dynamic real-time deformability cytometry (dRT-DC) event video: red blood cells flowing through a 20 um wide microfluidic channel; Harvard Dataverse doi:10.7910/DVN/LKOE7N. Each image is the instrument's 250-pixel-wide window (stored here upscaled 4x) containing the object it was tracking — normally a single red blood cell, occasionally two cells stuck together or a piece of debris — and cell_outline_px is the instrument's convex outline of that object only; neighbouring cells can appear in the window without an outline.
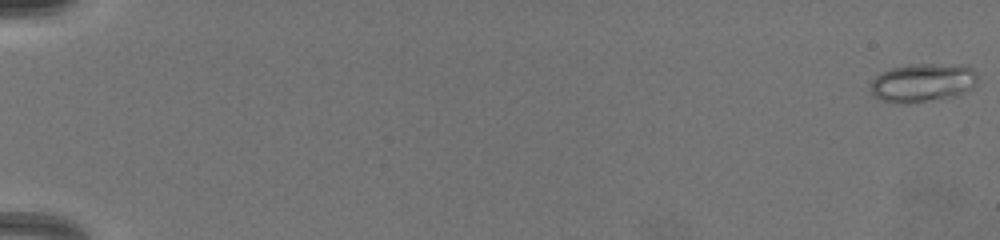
{"species": "common noctule bat (a hibernating species)", "species_latin": "Nyctalus noctula", "temperature_condition": "warm", "stored_images_in_passage": 21, "camera_frame_rate_fps": 3000, "um_per_image_px": 0.085, "animal": {"sex": "female", "body_mass_g": 19.5, "forearm_length_mm": 54.1}, "frame": {"image": 1, "passage_image": 1, "time_ms": 0.0, "image_size_px": [1000, 240], "cell_outline_px": [[980, 80], [972, 88], [956, 96], [928, 100], [884, 100], [876, 96], [872, 92], [872, 80], [880, 72], [892, 68], [916, 64], [932, 64], [972, 68], [976, 72]], "centroid_in_image_um": [78.5, 6.99], "position_along_channel_um": 6.5, "area_um2": 22.89}}